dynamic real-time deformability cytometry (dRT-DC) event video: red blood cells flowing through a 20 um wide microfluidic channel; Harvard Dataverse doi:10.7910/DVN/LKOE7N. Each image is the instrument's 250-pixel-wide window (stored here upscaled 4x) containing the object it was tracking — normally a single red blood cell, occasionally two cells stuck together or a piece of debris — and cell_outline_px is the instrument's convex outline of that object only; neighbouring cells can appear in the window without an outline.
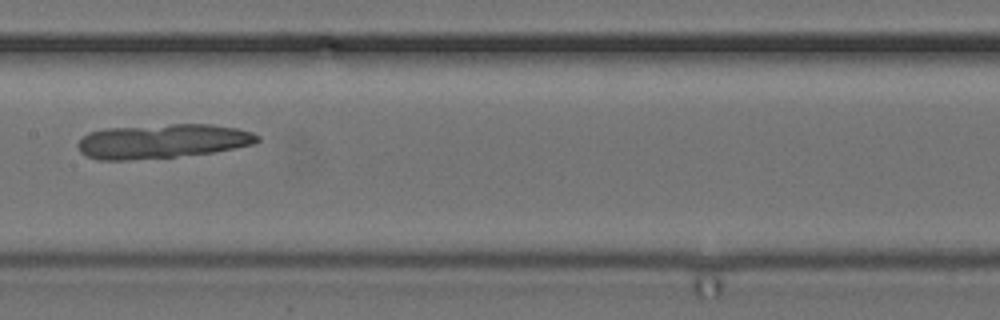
{"species": "common noctule bat (a hibernating species)", "species_latin": "Nyctalus noctula", "temperature_condition": "cold", "stored_images_in_passage": 54, "camera_frame_rate_fps": 3000, "um_per_image_px": 0.085, "animal": {"sex": "female", "body_mass_g": 24.6, "forearm_length_mm": 56.2}, "frame": {"image": 1, "passage_image": 28, "time_ms": 9.0, "image_size_px": [1000, 320], "cell_outline_px": [[260, 140], [256, 144], [216, 152], [176, 156], [128, 160], [96, 160], [80, 152], [76, 144], [88, 132], [104, 128], [172, 124], [212, 124], [236, 128], [252, 132], [260, 136]], "centroid_in_image_um": [13.82, 12.0], "position_along_channel_um": 193.6, "area_um2": 36.13}}
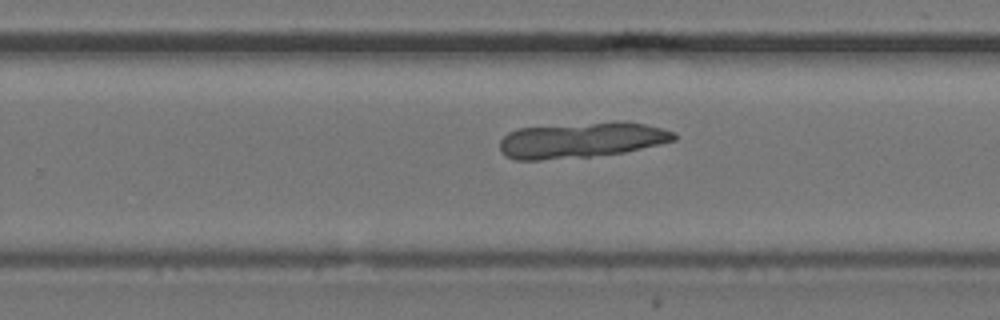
{"frame": {"image": 2, "passage_image": 35, "time_ms": 11.333, "image_size_px": [1000, 320], "cell_outline_px": [[676, 140], [660, 144], [624, 152], [588, 156], [540, 160], [516, 160], [500, 152], [500, 140], [508, 132], [520, 128], [616, 120], [644, 124], [676, 132]], "centroid_in_image_um": [49.42, 11.89], "position_along_channel_um": 280.4, "area_um2": 36.13}}
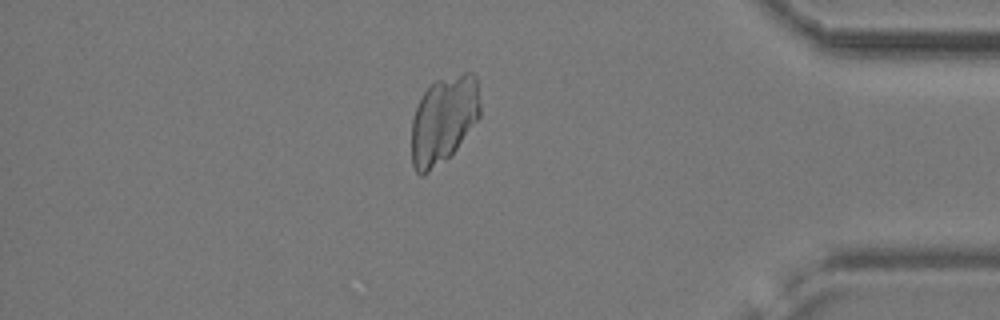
{"frame": {"image": 3, "passage_image": 47, "time_ms": 15.333, "image_size_px": [1000, 320], "cell_outline_px": [[480, 116], [456, 148], [448, 156], [424, 176], [420, 176], [416, 172], [412, 164], [412, 120], [416, 108], [424, 92], [436, 80], [464, 72], [472, 72], [476, 76], [480, 104]], "centroid_in_image_um": [37.7, 10.17], "position_along_channel_um": 397.5, "area_um2": 34.62}}